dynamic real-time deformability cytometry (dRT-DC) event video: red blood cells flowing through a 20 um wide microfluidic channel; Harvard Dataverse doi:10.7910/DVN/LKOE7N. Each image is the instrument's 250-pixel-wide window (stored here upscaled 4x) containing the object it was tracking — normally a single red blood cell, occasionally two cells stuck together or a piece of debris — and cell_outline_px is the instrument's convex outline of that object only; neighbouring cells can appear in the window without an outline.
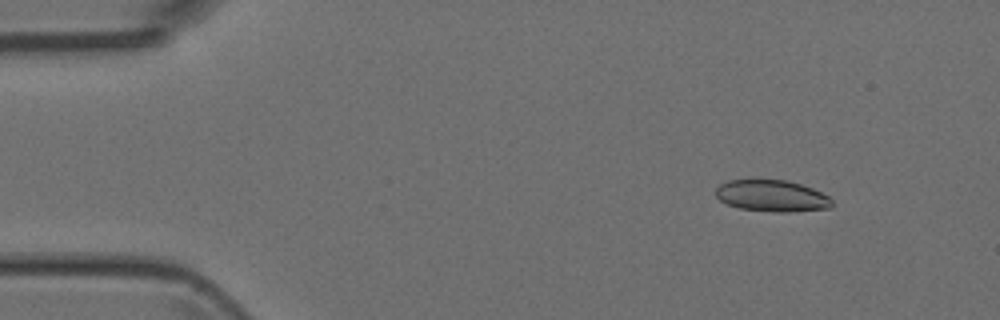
{"species": "Egyptian fruit bat (a non-hibernating species)", "species_latin": "Rousettus aegyptiacus", "temperature_condition": "room temperature", "stored_images_in_passage": 4, "camera_frame_rate_fps": 3000, "um_per_image_px": 0.085, "animal": {"sex": "female"}, "frame": {"image": 1, "passage_image": 2, "time_ms": 1.333, "image_size_px": [1000, 320], "cell_outline_px": [[832, 208], [788, 212], [772, 212], [740, 208], [728, 204], [720, 200], [716, 196], [716, 188], [720, 184], [728, 180], [788, 180], [812, 188], [828, 196], [832, 200]], "centroid_in_image_um": [65.62, 16.65], "position_along_channel_um": 19.4, "area_um2": 21.33}}